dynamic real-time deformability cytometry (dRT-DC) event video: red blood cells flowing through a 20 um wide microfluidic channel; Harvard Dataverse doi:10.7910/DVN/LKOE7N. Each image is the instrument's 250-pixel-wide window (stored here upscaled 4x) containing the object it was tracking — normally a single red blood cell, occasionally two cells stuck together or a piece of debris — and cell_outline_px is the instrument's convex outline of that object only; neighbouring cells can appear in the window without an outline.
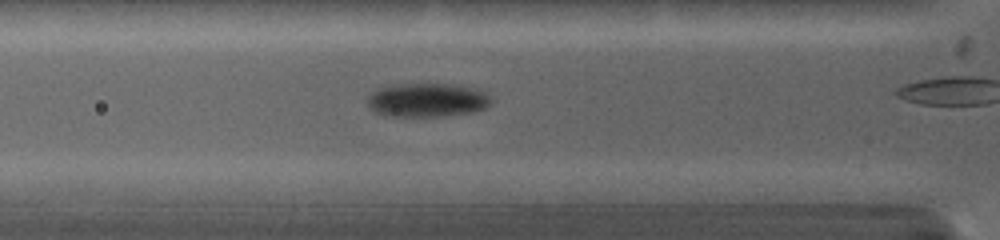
{"species": "common noctule bat (a hibernating species)", "species_latin": "Nyctalus noctula", "temperature_condition": "warm", "stored_images_in_passage": 14, "camera_frame_rate_fps": 5000, "um_per_image_px": 0.085, "animal": {"sex": "female", "body_mass_g": 19.0, "forearm_length_mm": 53.3}, "frame": {"image": 1, "passage_image": 10, "time_ms": 1.8, "image_size_px": [1000, 240], "cell_outline_px": [[492, 104], [484, 108], [472, 112], [444, 116], [384, 116], [376, 112], [368, 104], [368, 96], [376, 88], [392, 84], [460, 84], [476, 88], [484, 92], [492, 100]], "centroid_in_image_um": [36.31, 8.49], "position_along_channel_um": 89.5, "area_um2": 24.62}}